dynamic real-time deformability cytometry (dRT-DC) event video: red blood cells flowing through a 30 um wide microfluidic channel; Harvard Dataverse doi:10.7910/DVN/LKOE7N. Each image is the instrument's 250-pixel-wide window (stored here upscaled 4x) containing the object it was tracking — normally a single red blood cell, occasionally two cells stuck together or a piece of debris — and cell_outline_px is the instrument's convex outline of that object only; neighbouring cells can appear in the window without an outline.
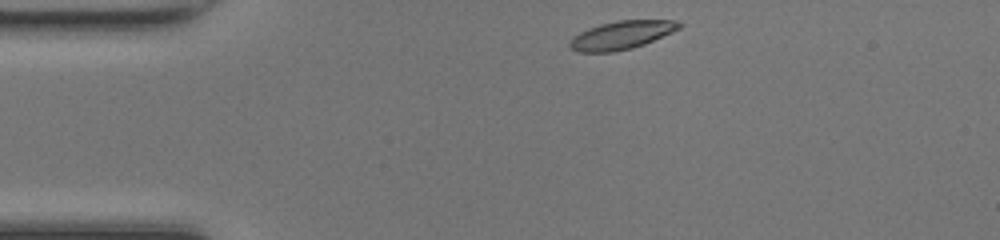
{"species": "common noctule bat (a hibernating species)", "species_latin": "Nyctalus noctula", "temperature_condition": "room temperature", "stored_images_in_passage": 40, "camera_frame_rate_fps": 3000, "um_per_image_px": 0.085, "animal": {"sex": "female", "body_mass_g": 17.0, "forearm_length_mm": 48.0}, "frame": {"image": 1, "passage_image": 1, "time_ms": 0.0, "image_size_px": [1000, 240], "cell_outline_px": [[684, 24], [680, 28], [672, 32], [644, 44], [632, 48], [612, 52], [580, 52], [572, 48], [568, 44], [572, 36], [588, 28], [600, 24], [616, 20], [680, 20]], "centroid_in_image_um": [52.85, 2.97], "position_along_channel_um": 32.2, "area_um2": 18.09}}
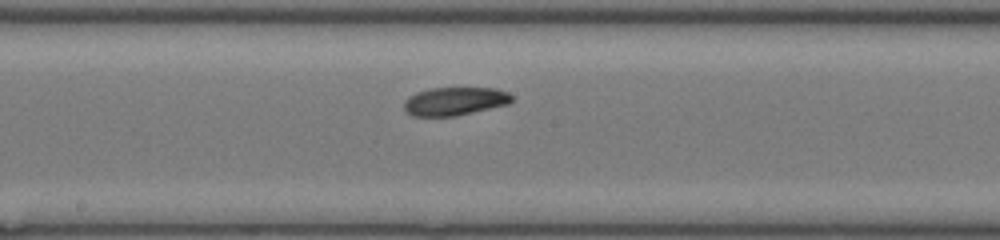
{"frame": {"image": 2, "passage_image": 17, "time_ms": 5.333, "image_size_px": [1000, 240], "cell_outline_px": [[512, 100], [508, 104], [456, 116], [412, 116], [404, 108], [404, 100], [408, 96], [416, 92], [432, 88], [496, 88], [508, 92], [512, 96]], "centroid_in_image_um": [38.64, 8.6], "position_along_channel_um": 209.6, "area_um2": 17.74}}
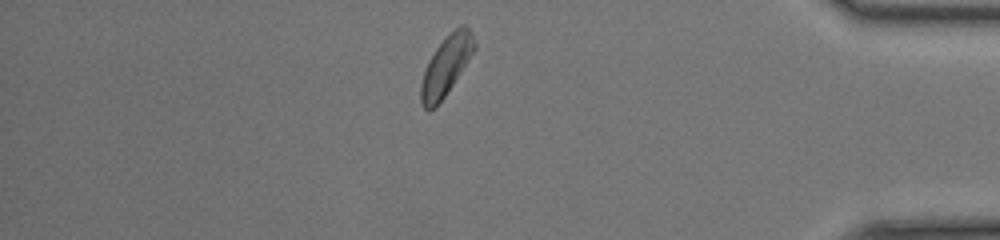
{"frame": {"image": 3, "passage_image": 33, "time_ms": 10.667, "image_size_px": [1000, 240], "cell_outline_px": [[476, 48], [444, 96], [428, 112], [420, 104], [420, 84], [428, 60], [436, 48], [448, 32], [460, 24], [464, 24], [472, 32], [476, 44]], "centroid_in_image_um": [37.91, 5.53], "position_along_channel_um": 397.3, "area_um2": 18.32}, "authors_computed_cell_mechanics": {"area_um2": 18.2648, "velocity_mm_per_s": 4.237, "shape_relaxation_time_tau1_ms": 1.48, "shape_relaxation_time_tau2_ms": null, "deformation_change_tau1": 0.0734, "deformation_change_tau2": null}}